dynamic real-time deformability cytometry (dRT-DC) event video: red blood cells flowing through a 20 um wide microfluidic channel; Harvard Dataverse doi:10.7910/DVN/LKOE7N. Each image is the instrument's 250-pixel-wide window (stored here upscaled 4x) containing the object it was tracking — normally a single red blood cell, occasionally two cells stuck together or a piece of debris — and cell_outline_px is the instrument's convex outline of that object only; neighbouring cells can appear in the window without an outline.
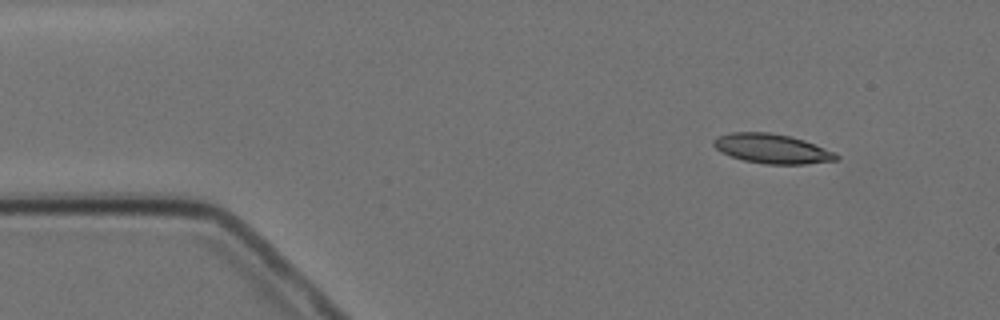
{"species": "Egyptian fruit bat (a non-hibernating species)", "species_latin": "Rousettus aegyptiacus", "temperature_condition": "cold", "stored_images_in_passage": 8, "camera_frame_rate_fps": 3000, "um_per_image_px": 0.085, "animal": {"sex": "female"}, "frame": {"image": 1, "passage_image": 1, "time_ms": 0.0, "image_size_px": [1000, 320], "cell_outline_px": [[840, 156], [836, 160], [804, 164], [764, 164], [744, 160], [720, 152], [712, 144], [712, 140], [716, 136], [732, 132], [768, 132], [788, 136], [804, 140], [836, 152]], "centroid_in_image_um": [65.6, 12.63], "position_along_channel_um": 19.4, "area_um2": 21.1}}
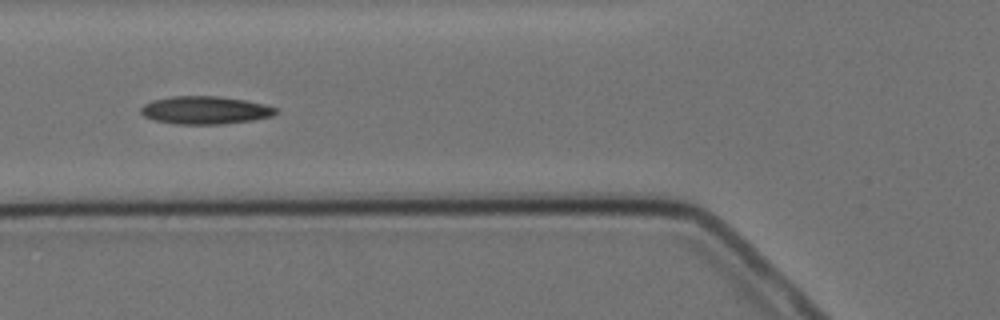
{"frame": {"image": 2, "passage_image": 5, "time_ms": 4.667, "image_size_px": [1000, 320], "cell_outline_px": [[276, 112], [272, 116], [252, 120], [220, 124], [172, 124], [156, 120], [144, 116], [140, 112], [140, 108], [144, 104], [152, 100], [172, 96], [220, 96], [244, 100], [264, 104], [276, 108]], "centroid_in_image_um": [17.4, 9.36], "position_along_channel_um": 108.4, "area_um2": 21.85}}
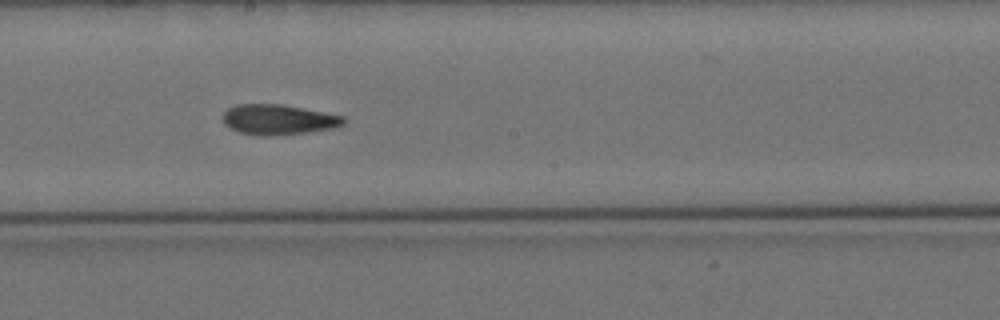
{"frame": {"image": 3, "passage_image": 8, "time_ms": 8.0, "image_size_px": [1000, 320], "cell_outline_px": [[344, 124], [332, 128], [276, 136], [268, 136], [240, 132], [228, 128], [224, 124], [224, 112], [228, 108], [236, 104], [284, 104], [344, 116]], "centroid_in_image_um": [23.64, 10.15], "position_along_channel_um": 224.6, "area_um2": 21.15}}